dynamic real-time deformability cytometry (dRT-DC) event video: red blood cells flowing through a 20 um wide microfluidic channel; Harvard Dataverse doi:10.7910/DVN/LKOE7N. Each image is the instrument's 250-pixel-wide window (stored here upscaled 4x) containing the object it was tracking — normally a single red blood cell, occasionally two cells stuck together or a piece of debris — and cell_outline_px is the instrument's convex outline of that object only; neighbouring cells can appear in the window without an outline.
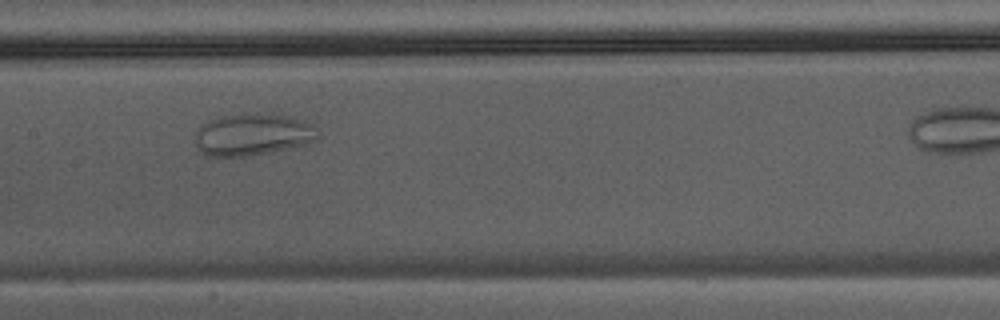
{"species": "Egyptian fruit bat (a non-hibernating species)", "species_latin": "Rousettus aegyptiacus", "temperature_condition": "warm", "stored_images_in_passage": 25, "camera_frame_rate_fps": 3000, "um_per_image_px": 0.085, "animal": {"sex": "male"}, "frame": {"image": 1, "passage_image": 11, "time_ms": 3.333, "image_size_px": [1000, 320], "cell_outline_px": [[316, 140], [308, 144], [248, 156], [208, 156], [200, 152], [196, 144], [196, 132], [204, 124], [212, 120], [224, 116], [244, 112], [280, 112], [304, 120], [312, 124], [316, 128]], "centroid_in_image_um": [21.53, 11.4], "position_along_channel_um": 185.9, "area_um2": 30.4}}